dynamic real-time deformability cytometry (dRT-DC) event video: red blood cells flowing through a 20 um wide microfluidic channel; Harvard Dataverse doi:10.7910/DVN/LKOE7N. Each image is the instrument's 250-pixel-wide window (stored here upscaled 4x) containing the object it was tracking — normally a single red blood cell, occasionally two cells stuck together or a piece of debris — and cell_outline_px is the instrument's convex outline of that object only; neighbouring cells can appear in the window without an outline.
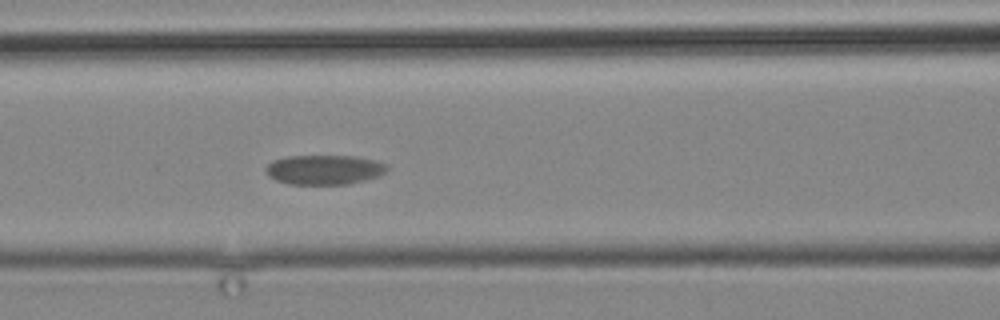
{"species": "common noctule bat (a hibernating species)", "species_latin": "Nyctalus noctula", "temperature_condition": "cold", "stored_images_in_passage": 4, "segment_of_instrument_passage": [1, 2], "camera_frame_rate_fps": 3000, "um_per_image_px": 0.085, "animal": {"sex": "male", "body_mass_g": 19.2, "forearm_length_mm": 51.8}, "frame": {"image": 1, "passage_image": 3, "time_ms": 2.333, "image_size_px": [1000, 320], "cell_outline_px": [[388, 168], [384, 172], [376, 176], [364, 180], [348, 184], [288, 184], [276, 180], [268, 176], [264, 168], [272, 160], [288, 156], [356, 156], [376, 160], [388, 164]], "centroid_in_image_um": [27.54, 14.42], "position_along_channel_um": 139.1, "area_um2": 20.98}}